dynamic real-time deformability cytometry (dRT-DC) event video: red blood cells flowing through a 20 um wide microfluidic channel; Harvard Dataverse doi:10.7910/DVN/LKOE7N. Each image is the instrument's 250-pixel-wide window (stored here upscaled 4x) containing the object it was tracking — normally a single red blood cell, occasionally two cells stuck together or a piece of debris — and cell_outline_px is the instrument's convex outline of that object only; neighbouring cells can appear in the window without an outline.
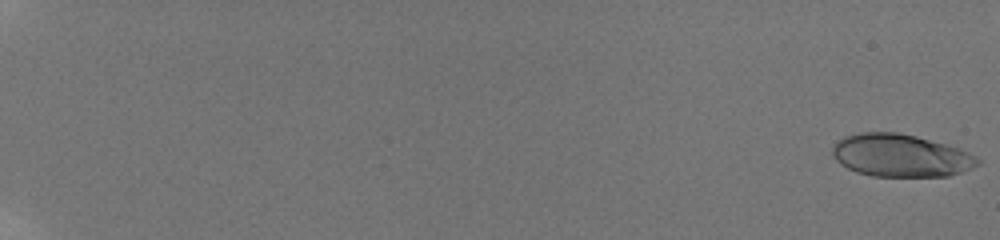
{"species": "human", "species_latin": "Homo sapiens", "temperature_condition": "room temperature", "stored_images_in_passage": 26, "camera_frame_rate_fps": 3000, "um_per_image_px": 0.085, "donor": {"sex": "male"}, "frame": {"image": 1, "passage_image": 1, "time_ms": 0.0, "image_size_px": [1000, 240], "cell_outline_px": [[980, 160], [972, 168], [948, 176], [872, 176], [856, 172], [840, 164], [832, 156], [832, 144], [836, 140], [844, 136], [860, 132], [896, 132], [916, 136], [948, 144], [960, 148], [976, 156]], "centroid_in_image_um": [76.51, 13.2], "position_along_channel_um": 8.5, "area_um2": 36.3}}
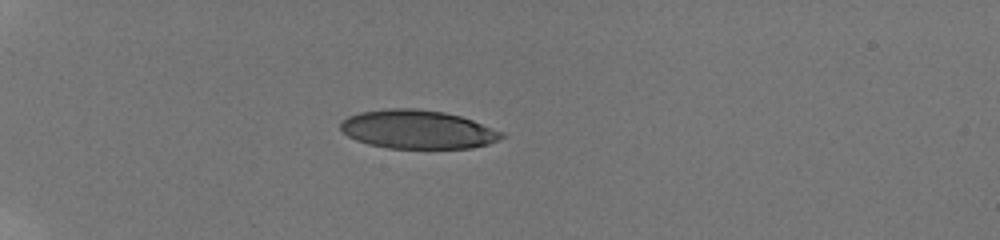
{"frame": {"image": 2, "passage_image": 16, "time_ms": 6.333, "image_size_px": [1000, 240], "cell_outline_px": [[504, 136], [488, 144], [472, 148], [388, 148], [368, 144], [356, 140], [348, 136], [340, 128], [340, 124], [348, 116], [360, 112], [388, 108], [416, 108], [444, 112], [460, 116], [472, 120], [504, 132]], "centroid_in_image_um": [35.49, 11.0], "position_along_channel_um": 49.5, "area_um2": 36.18}}
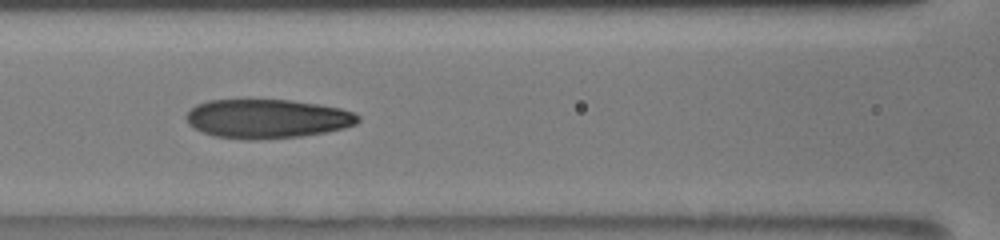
{"frame": {"image": 3, "passage_image": 25, "time_ms": 10.0, "image_size_px": [1000, 240], "cell_outline_px": [[360, 120], [356, 124], [344, 128], [324, 132], [300, 136], [256, 140], [244, 140], [212, 136], [192, 128], [188, 124], [184, 116], [196, 104], [208, 100], [292, 100], [340, 108], [352, 112], [360, 116]], "centroid_in_image_um": [22.66, 10.1], "position_along_channel_um": 143.9, "area_um2": 39.3}}